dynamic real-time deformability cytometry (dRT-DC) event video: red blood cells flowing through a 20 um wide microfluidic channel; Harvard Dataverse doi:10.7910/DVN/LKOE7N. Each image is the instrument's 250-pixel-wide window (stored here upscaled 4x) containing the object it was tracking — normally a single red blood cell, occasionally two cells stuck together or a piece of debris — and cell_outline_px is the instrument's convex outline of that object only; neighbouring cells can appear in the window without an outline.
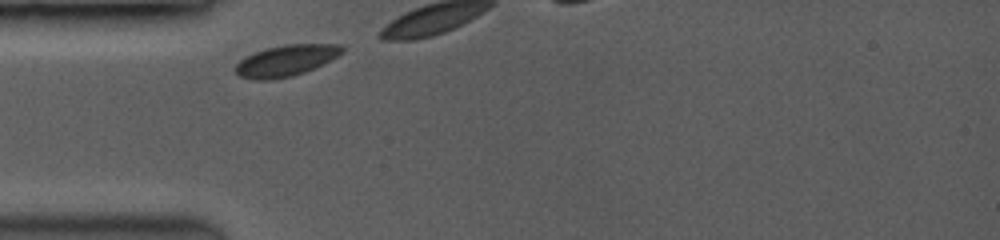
{"species": "common noctule bat (a hibernating species)", "species_latin": "Nyctalus noctula", "temperature_condition": "room temperature", "stored_images_in_passage": 4, "camera_frame_rate_fps": 3500, "um_per_image_px": 0.085, "animal": {"sex": "female", "body_mass_g": 19.0, "forearm_length_mm": 53.3}, "frame": {"image": 1, "passage_image": 1, "time_ms": 0.0, "image_size_px": [1000, 240], "cell_outline_px": [[344, 52], [304, 72], [292, 76], [268, 80], [256, 80], [240, 76], [232, 68], [244, 56], [268, 48], [284, 44], [344, 44]], "centroid_in_image_um": [24.27, 5.14], "position_along_channel_um": 60.7, "area_um2": 19.19}}